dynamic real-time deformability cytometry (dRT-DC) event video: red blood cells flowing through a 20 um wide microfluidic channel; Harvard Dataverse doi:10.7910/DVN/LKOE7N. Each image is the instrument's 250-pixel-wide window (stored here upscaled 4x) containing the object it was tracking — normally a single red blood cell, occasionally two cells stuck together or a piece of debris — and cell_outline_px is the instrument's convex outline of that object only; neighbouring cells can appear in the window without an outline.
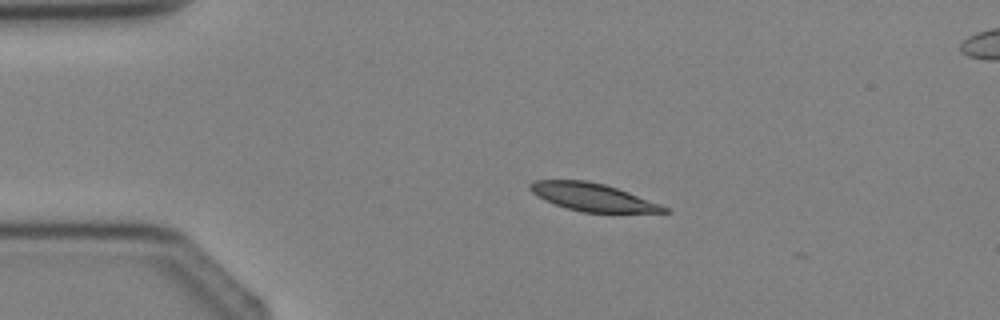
{"species": "Egyptian fruit bat (a non-hibernating species)", "species_latin": "Rousettus aegyptiacus", "temperature_condition": "cold", "stored_images_in_passage": 3, "camera_frame_rate_fps": 3000, "um_per_image_px": 0.085, "animal": {"sex": "female"}, "frame": {"image": 1, "passage_image": 2, "time_ms": 1.333, "image_size_px": [1000, 320], "cell_outline_px": [[672, 212], [580, 212], [544, 200], [532, 192], [528, 188], [528, 184], [532, 180], [588, 180], [604, 184], [628, 192], [660, 204], [668, 208]], "centroid_in_image_um": [50.33, 16.74], "position_along_channel_um": 34.7, "area_um2": 21.5}}